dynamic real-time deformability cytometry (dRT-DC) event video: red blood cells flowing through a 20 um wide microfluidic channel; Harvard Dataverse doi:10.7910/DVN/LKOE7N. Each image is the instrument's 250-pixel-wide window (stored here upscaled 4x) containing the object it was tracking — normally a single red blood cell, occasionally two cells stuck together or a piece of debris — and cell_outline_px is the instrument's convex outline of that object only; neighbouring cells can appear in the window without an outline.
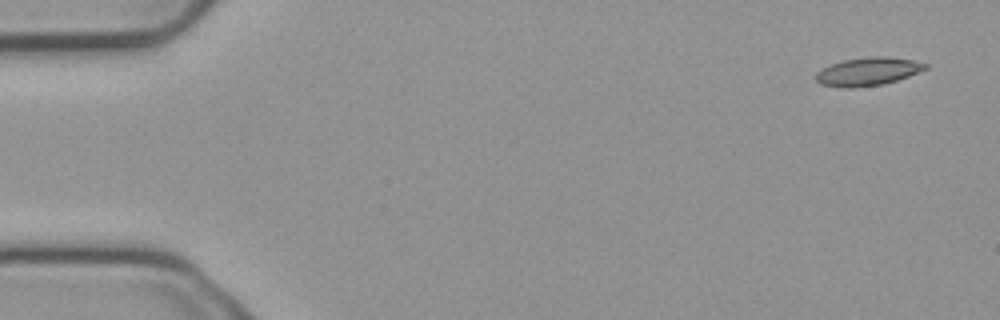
{"species": "common noctule bat (a hibernating species)", "species_latin": "Nyctalus noctula", "temperature_condition": "cold", "stored_images_in_passage": 5, "camera_frame_rate_fps": 3000, "um_per_image_px": 0.085, "animal": {"sex": "male", "body_mass_g": 23.1, "forearm_length_mm": 52.7}, "frame": {"image": 1, "passage_image": 5, "time_ms": 1.333, "image_size_px": [1000, 320], "cell_outline_px": [[928, 68], [908, 76], [884, 84], [852, 88], [848, 88], [820, 84], [816, 80], [816, 72], [820, 68], [844, 60], [872, 56], [888, 56], [912, 60], [928, 64]], "centroid_in_image_um": [73.76, 6.08], "position_along_channel_um": 11.2, "area_um2": 17.92}}